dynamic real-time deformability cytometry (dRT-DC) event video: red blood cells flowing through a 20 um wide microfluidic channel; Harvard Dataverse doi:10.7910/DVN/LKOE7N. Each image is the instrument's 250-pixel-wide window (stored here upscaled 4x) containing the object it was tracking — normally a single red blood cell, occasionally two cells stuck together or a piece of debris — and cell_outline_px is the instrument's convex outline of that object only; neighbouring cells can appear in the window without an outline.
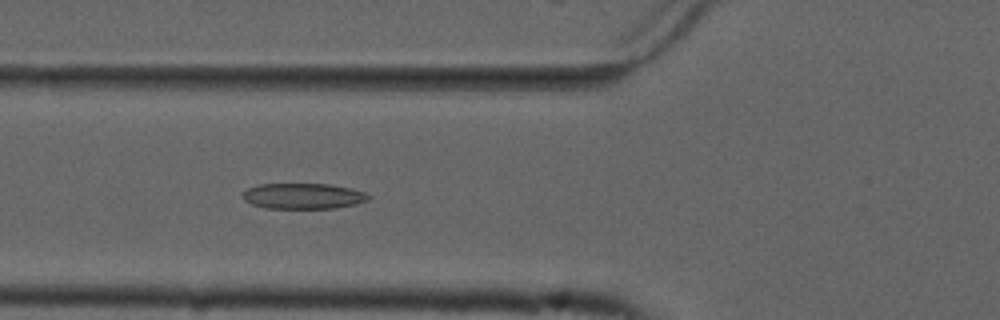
{"species": "common noctule bat (a hibernating species)", "species_latin": "Nyctalus noctula", "temperature_condition": "cold", "stored_images_in_passage": 41, "camera_frame_rate_fps": 3000, "um_per_image_px": 0.085, "animal": {"sex": "male", "forearm_length_mm": 52.5}, "frame": {"image": 1, "passage_image": 7, "time_ms": 2.0, "image_size_px": [1000, 320], "cell_outline_px": [[372, 196], [368, 200], [356, 204], [332, 208], [264, 208], [252, 204], [244, 200], [244, 192], [248, 188], [260, 184], [328, 184], [348, 188], [364, 192]], "centroid_in_image_um": [25.78, 16.67], "position_along_channel_um": 100.0, "area_um2": 18.61}}
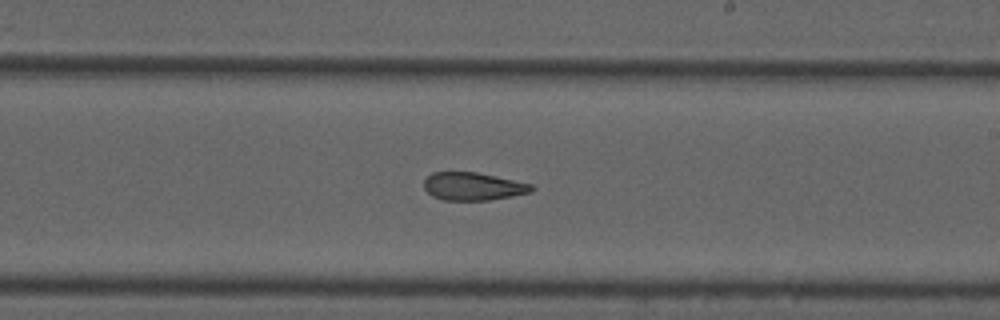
{"frame": {"image": 2, "passage_image": 19, "time_ms": 6.0, "image_size_px": [1000, 320], "cell_outline_px": [[536, 188], [532, 192], [512, 196], [488, 200], [444, 200], [432, 196], [424, 188], [424, 180], [432, 172], [476, 172], [532, 184]], "centroid_in_image_um": [40.22, 15.84], "position_along_channel_um": 248.8, "area_um2": 17.46}}
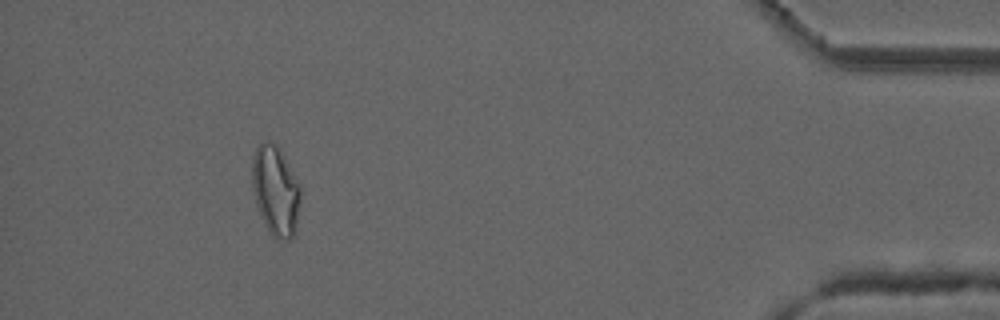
{"frame": {"image": 3, "passage_image": 37, "time_ms": 12.0, "image_size_px": [1000, 320], "cell_outline_px": [[300, 200], [296, 224], [292, 236], [288, 240], [276, 240], [268, 232], [260, 216], [256, 204], [252, 188], [252, 156], [260, 140], [268, 140], [276, 144], [280, 148], [300, 184]], "centroid_in_image_um": [23.4, 16.17], "position_along_channel_um": 411.8, "area_um2": 25.72}, "authors_computed_cell_mechanics": {"area_um2": 19.4786, "velocity_mm_per_s": 3.7192, "shape_relaxation_time_tau1_ms": null, "shape_relaxation_time_tau2_ms": 4.2037, "deformation_change_tau1": null, "deformation_change_tau2": 0.1222}}